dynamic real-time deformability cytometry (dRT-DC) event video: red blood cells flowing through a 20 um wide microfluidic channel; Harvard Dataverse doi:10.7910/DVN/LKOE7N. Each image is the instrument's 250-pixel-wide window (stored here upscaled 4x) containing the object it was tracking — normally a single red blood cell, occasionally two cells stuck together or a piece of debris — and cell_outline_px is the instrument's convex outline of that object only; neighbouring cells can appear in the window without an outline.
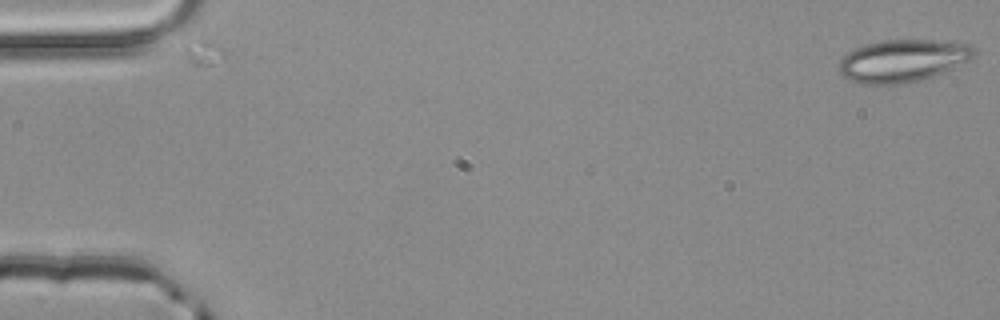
{"species": "common noctule bat (a hibernating species)", "species_latin": "Nyctalus noctula", "temperature_condition": "room temperature", "stored_images_in_passage": 5, "camera_frame_rate_fps": 3000, "um_per_image_px": 0.085, "animal": {"sex": "male", "body_mass_g": 20.4}, "frame": {"image": 1, "passage_image": 1, "time_ms": 0.0, "image_size_px": [1000, 320], "cell_outline_px": [[976, 52], [972, 60], [932, 76], [908, 84], [860, 84], [848, 80], [840, 72], [840, 60], [848, 52], [864, 44], [880, 40], [932, 40], [968, 44]], "centroid_in_image_um": [76.72, 5.17], "position_along_channel_um": 8.3, "area_um2": 33.41}}